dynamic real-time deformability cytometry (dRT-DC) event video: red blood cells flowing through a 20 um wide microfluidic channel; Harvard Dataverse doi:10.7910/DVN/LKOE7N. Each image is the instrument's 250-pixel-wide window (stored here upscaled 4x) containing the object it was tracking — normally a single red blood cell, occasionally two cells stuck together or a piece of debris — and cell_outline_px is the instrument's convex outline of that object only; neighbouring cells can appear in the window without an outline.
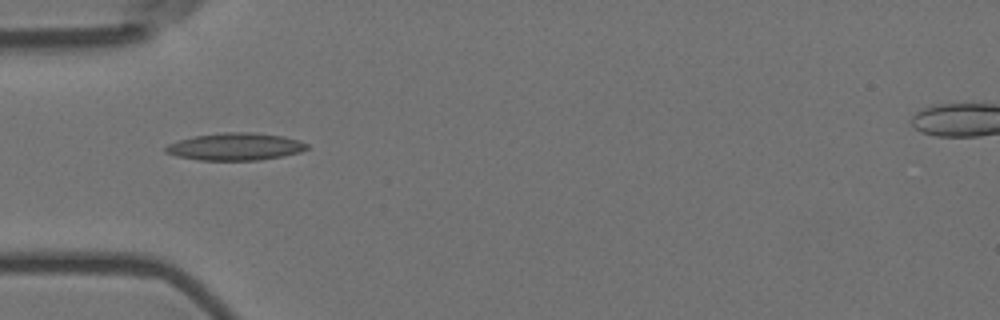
{"species": "Egyptian fruit bat (a non-hibernating species)", "species_latin": "Rousettus aegyptiacus", "temperature_condition": "room temperature", "stored_images_in_passage": 8, "camera_frame_rate_fps": 3000, "um_per_image_px": 0.085, "animal": {"sex": "female"}, "frame": {"image": 1, "passage_image": 4, "time_ms": 1.0, "image_size_px": [1000, 320], "cell_outline_px": [[308, 148], [300, 152], [284, 156], [260, 160], [200, 160], [176, 156], [164, 152], [164, 148], [168, 144], [180, 140], [196, 136], [224, 132], [256, 132], [284, 136], [300, 140], [308, 144]], "centroid_in_image_um": [20.04, 12.46], "position_along_channel_um": 65.0, "area_um2": 22.6}}
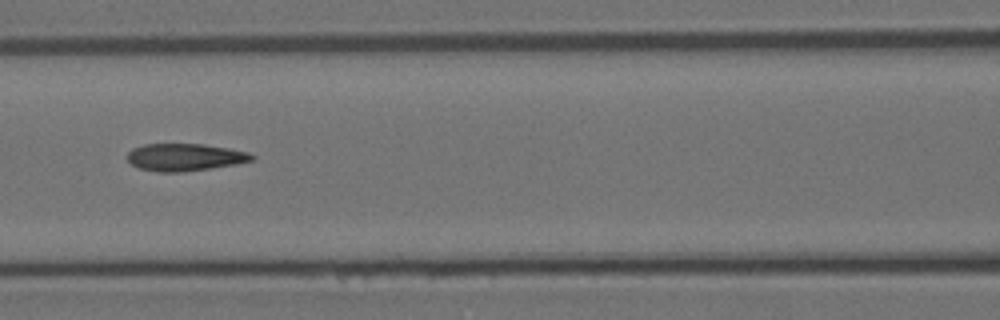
{"frame": {"image": 2, "passage_image": 6, "time_ms": 1.667, "image_size_px": [1000, 320], "cell_outline_px": [[256, 156], [252, 160], [236, 164], [184, 172], [156, 172], [140, 168], [132, 164], [124, 156], [132, 148], [144, 144], [204, 144], [228, 148], [248, 152]], "centroid_in_image_um": [15.68, 13.36], "position_along_channel_um": 150.9, "area_um2": 19.94}}
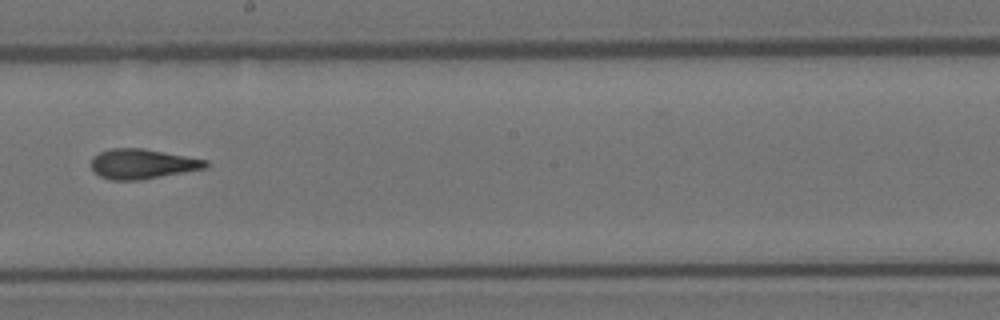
{"frame": {"image": 3, "passage_image": 8, "time_ms": 2.333, "image_size_px": [1000, 320], "cell_outline_px": [[208, 168], [140, 180], [112, 180], [100, 176], [92, 168], [92, 156], [100, 152], [112, 148], [144, 148], [208, 160]], "centroid_in_image_um": [12.13, 13.93], "position_along_channel_um": 236.1, "area_um2": 19.94}}